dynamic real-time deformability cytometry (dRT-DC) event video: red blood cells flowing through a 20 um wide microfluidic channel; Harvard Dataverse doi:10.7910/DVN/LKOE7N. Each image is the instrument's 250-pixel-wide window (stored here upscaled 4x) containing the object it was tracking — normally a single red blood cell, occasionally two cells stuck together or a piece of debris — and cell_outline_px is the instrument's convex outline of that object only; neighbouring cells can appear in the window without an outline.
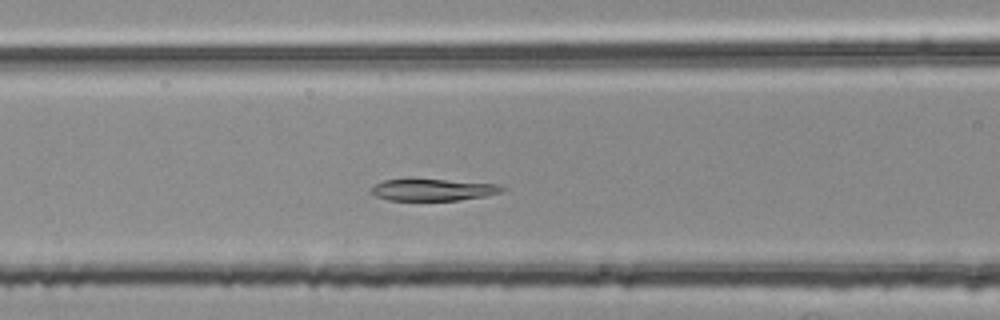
{"species": "common noctule bat (a hibernating species)", "species_latin": "Nyctalus noctula", "temperature_condition": "room temperature", "stored_images_in_passage": 38, "camera_frame_rate_fps": 3000, "um_per_image_px": 0.085, "animal": {"sex": "female", "body_mass_g": 25.1}, "frame": {"image": 1, "passage_image": 10, "time_ms": 3.0, "image_size_px": [1000, 320], "cell_outline_px": [[504, 188], [500, 192], [484, 196], [460, 200], [388, 200], [376, 196], [368, 192], [368, 188], [384, 180], [444, 180], [500, 184]], "centroid_in_image_um": [36.75, 16.14], "position_along_channel_um": 129.8, "area_um2": 16.36}}
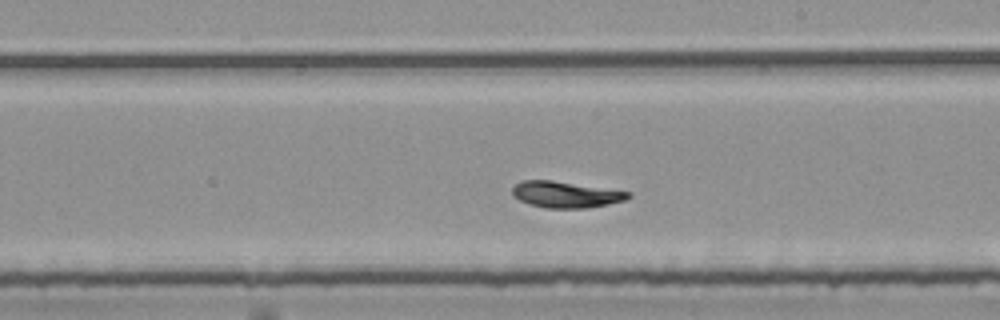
{"frame": {"image": 2, "passage_image": 19, "time_ms": 6.0, "image_size_px": [1000, 320], "cell_outline_px": [[632, 196], [624, 200], [608, 204], [588, 208], [548, 208], [528, 204], [512, 196], [512, 188], [516, 184], [524, 180], [552, 180], [632, 192]], "centroid_in_image_um": [48.09, 16.53], "position_along_channel_um": 240.9, "area_um2": 17.74}}
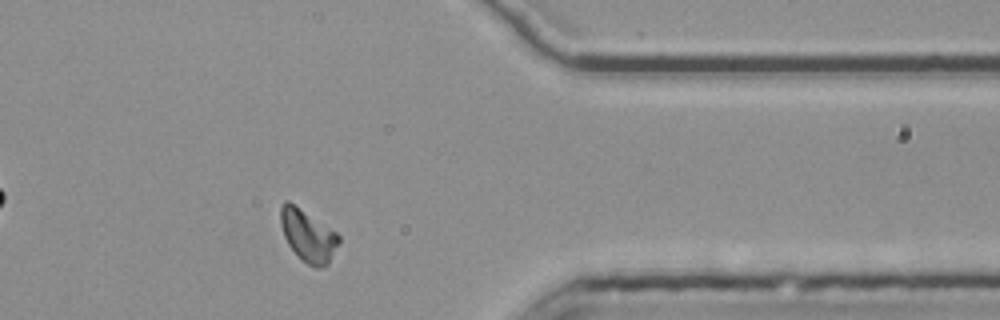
{"frame": {"image": 3, "passage_image": 32, "time_ms": 10.333, "image_size_px": [1000, 320], "cell_outline_px": [[340, 244], [328, 264], [320, 268], [316, 268], [308, 264], [288, 244], [284, 236], [280, 224], [280, 208], [284, 200], [288, 200], [336, 232], [340, 236]], "centroid_in_image_um": [26.19, 20.02], "position_along_channel_um": 385.2, "area_um2": 17.46}, "authors_computed_cell_mechanics": {"area_um2": 17.7446, "velocity_mm_per_s": 3.7066, "shape_relaxation_time_tau1_ms": 7.9215, "shape_relaxation_time_tau2_ms": null, "deformation_change_tau1": 0.192, "deformation_change_tau2": null}}